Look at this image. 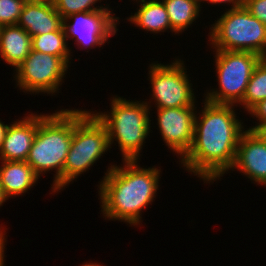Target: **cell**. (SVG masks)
<instances>
[{"instance_id": "obj_1", "label": "cell", "mask_w": 266, "mask_h": 266, "mask_svg": "<svg viewBox=\"0 0 266 266\" xmlns=\"http://www.w3.org/2000/svg\"><path fill=\"white\" fill-rule=\"evenodd\" d=\"M202 101L195 115L193 144L179 162L183 170L213 184L232 168L246 125L238 119L236 105Z\"/></svg>"}, {"instance_id": "obj_8", "label": "cell", "mask_w": 266, "mask_h": 266, "mask_svg": "<svg viewBox=\"0 0 266 266\" xmlns=\"http://www.w3.org/2000/svg\"><path fill=\"white\" fill-rule=\"evenodd\" d=\"M185 65L184 60L179 57H175L168 64L158 61L149 64L148 80L152 94H150L151 99H148L149 101L145 99V102L150 111L153 110L154 103L155 109L195 106L198 103L191 83L194 81L190 80Z\"/></svg>"}, {"instance_id": "obj_12", "label": "cell", "mask_w": 266, "mask_h": 266, "mask_svg": "<svg viewBox=\"0 0 266 266\" xmlns=\"http://www.w3.org/2000/svg\"><path fill=\"white\" fill-rule=\"evenodd\" d=\"M239 171L251 183L266 187V141L256 131L246 129L240 136L231 171Z\"/></svg>"}, {"instance_id": "obj_13", "label": "cell", "mask_w": 266, "mask_h": 266, "mask_svg": "<svg viewBox=\"0 0 266 266\" xmlns=\"http://www.w3.org/2000/svg\"><path fill=\"white\" fill-rule=\"evenodd\" d=\"M9 124L2 148L0 160L26 161L37 132V113L24 114Z\"/></svg>"}, {"instance_id": "obj_26", "label": "cell", "mask_w": 266, "mask_h": 266, "mask_svg": "<svg viewBox=\"0 0 266 266\" xmlns=\"http://www.w3.org/2000/svg\"><path fill=\"white\" fill-rule=\"evenodd\" d=\"M0 256L6 251L5 248L6 247V242H7V233L5 230H7V228L4 226H2L3 224H0Z\"/></svg>"}, {"instance_id": "obj_25", "label": "cell", "mask_w": 266, "mask_h": 266, "mask_svg": "<svg viewBox=\"0 0 266 266\" xmlns=\"http://www.w3.org/2000/svg\"><path fill=\"white\" fill-rule=\"evenodd\" d=\"M207 1V2H206ZM208 3V5H216L218 4V7L221 5L223 6V4L226 6V4L229 6H231L228 9H235V8H239L241 6H243V0H198V3L200 5V7L202 8V3ZM210 3V4H209Z\"/></svg>"}, {"instance_id": "obj_17", "label": "cell", "mask_w": 266, "mask_h": 266, "mask_svg": "<svg viewBox=\"0 0 266 266\" xmlns=\"http://www.w3.org/2000/svg\"><path fill=\"white\" fill-rule=\"evenodd\" d=\"M32 37L19 25H4L0 28V57L15 71L29 55Z\"/></svg>"}, {"instance_id": "obj_24", "label": "cell", "mask_w": 266, "mask_h": 266, "mask_svg": "<svg viewBox=\"0 0 266 266\" xmlns=\"http://www.w3.org/2000/svg\"><path fill=\"white\" fill-rule=\"evenodd\" d=\"M245 8L266 25V0H243Z\"/></svg>"}, {"instance_id": "obj_32", "label": "cell", "mask_w": 266, "mask_h": 266, "mask_svg": "<svg viewBox=\"0 0 266 266\" xmlns=\"http://www.w3.org/2000/svg\"><path fill=\"white\" fill-rule=\"evenodd\" d=\"M5 254H6V253L4 252V253L0 256V266H5V265H6V264H5V262H6V261H5V260H6V259H5V258H6V257H5Z\"/></svg>"}, {"instance_id": "obj_6", "label": "cell", "mask_w": 266, "mask_h": 266, "mask_svg": "<svg viewBox=\"0 0 266 266\" xmlns=\"http://www.w3.org/2000/svg\"><path fill=\"white\" fill-rule=\"evenodd\" d=\"M218 88L206 90L204 99L216 104L238 105L245 95L260 56L249 51L211 50Z\"/></svg>"}, {"instance_id": "obj_31", "label": "cell", "mask_w": 266, "mask_h": 266, "mask_svg": "<svg viewBox=\"0 0 266 266\" xmlns=\"http://www.w3.org/2000/svg\"><path fill=\"white\" fill-rule=\"evenodd\" d=\"M260 60L266 64V47L264 49V51L262 52V54L260 55Z\"/></svg>"}, {"instance_id": "obj_15", "label": "cell", "mask_w": 266, "mask_h": 266, "mask_svg": "<svg viewBox=\"0 0 266 266\" xmlns=\"http://www.w3.org/2000/svg\"><path fill=\"white\" fill-rule=\"evenodd\" d=\"M0 186L9 200L24 196L38 184L39 177L26 161L0 160Z\"/></svg>"}, {"instance_id": "obj_10", "label": "cell", "mask_w": 266, "mask_h": 266, "mask_svg": "<svg viewBox=\"0 0 266 266\" xmlns=\"http://www.w3.org/2000/svg\"><path fill=\"white\" fill-rule=\"evenodd\" d=\"M119 19L113 11L79 12L64 18L63 27L68 42L72 39L78 49L89 52L110 43L109 38L119 30Z\"/></svg>"}, {"instance_id": "obj_22", "label": "cell", "mask_w": 266, "mask_h": 266, "mask_svg": "<svg viewBox=\"0 0 266 266\" xmlns=\"http://www.w3.org/2000/svg\"><path fill=\"white\" fill-rule=\"evenodd\" d=\"M26 0H0V26L16 25Z\"/></svg>"}, {"instance_id": "obj_20", "label": "cell", "mask_w": 266, "mask_h": 266, "mask_svg": "<svg viewBox=\"0 0 266 266\" xmlns=\"http://www.w3.org/2000/svg\"><path fill=\"white\" fill-rule=\"evenodd\" d=\"M263 99H266V64L260 60L251 75L243 100L237 107L242 106L247 113Z\"/></svg>"}, {"instance_id": "obj_30", "label": "cell", "mask_w": 266, "mask_h": 266, "mask_svg": "<svg viewBox=\"0 0 266 266\" xmlns=\"http://www.w3.org/2000/svg\"><path fill=\"white\" fill-rule=\"evenodd\" d=\"M80 266H105V265H102V264H99L96 262H93V261H89V262H84L83 264H81Z\"/></svg>"}, {"instance_id": "obj_23", "label": "cell", "mask_w": 266, "mask_h": 266, "mask_svg": "<svg viewBox=\"0 0 266 266\" xmlns=\"http://www.w3.org/2000/svg\"><path fill=\"white\" fill-rule=\"evenodd\" d=\"M247 114L257 122L253 121V124L255 125H252V127L249 126V128L246 127V129L257 132L264 124H266V99L259 101L247 112Z\"/></svg>"}, {"instance_id": "obj_2", "label": "cell", "mask_w": 266, "mask_h": 266, "mask_svg": "<svg viewBox=\"0 0 266 266\" xmlns=\"http://www.w3.org/2000/svg\"><path fill=\"white\" fill-rule=\"evenodd\" d=\"M140 161L109 164L99 181L100 214L105 220L120 221L129 227L142 224V212L152 205L160 186L161 168H144ZM142 220V221H141Z\"/></svg>"}, {"instance_id": "obj_9", "label": "cell", "mask_w": 266, "mask_h": 266, "mask_svg": "<svg viewBox=\"0 0 266 266\" xmlns=\"http://www.w3.org/2000/svg\"><path fill=\"white\" fill-rule=\"evenodd\" d=\"M69 63L62 57L32 50L14 71L13 80L23 93L57 95L64 83ZM60 87V88H59Z\"/></svg>"}, {"instance_id": "obj_14", "label": "cell", "mask_w": 266, "mask_h": 266, "mask_svg": "<svg viewBox=\"0 0 266 266\" xmlns=\"http://www.w3.org/2000/svg\"><path fill=\"white\" fill-rule=\"evenodd\" d=\"M17 25L32 37L58 31L63 26V18L52 0H26Z\"/></svg>"}, {"instance_id": "obj_3", "label": "cell", "mask_w": 266, "mask_h": 266, "mask_svg": "<svg viewBox=\"0 0 266 266\" xmlns=\"http://www.w3.org/2000/svg\"><path fill=\"white\" fill-rule=\"evenodd\" d=\"M54 112L37 113V132L26 160L40 179L45 173H55L49 194L63 191V167L73 129L89 110L69 108Z\"/></svg>"}, {"instance_id": "obj_29", "label": "cell", "mask_w": 266, "mask_h": 266, "mask_svg": "<svg viewBox=\"0 0 266 266\" xmlns=\"http://www.w3.org/2000/svg\"><path fill=\"white\" fill-rule=\"evenodd\" d=\"M8 201V199L4 196L2 188L0 186V208L3 207L4 203Z\"/></svg>"}, {"instance_id": "obj_5", "label": "cell", "mask_w": 266, "mask_h": 266, "mask_svg": "<svg viewBox=\"0 0 266 266\" xmlns=\"http://www.w3.org/2000/svg\"><path fill=\"white\" fill-rule=\"evenodd\" d=\"M209 25L207 45L214 50L249 51L262 54L266 47V25L245 6L227 9Z\"/></svg>"}, {"instance_id": "obj_28", "label": "cell", "mask_w": 266, "mask_h": 266, "mask_svg": "<svg viewBox=\"0 0 266 266\" xmlns=\"http://www.w3.org/2000/svg\"><path fill=\"white\" fill-rule=\"evenodd\" d=\"M257 132L266 141V124H264Z\"/></svg>"}, {"instance_id": "obj_21", "label": "cell", "mask_w": 266, "mask_h": 266, "mask_svg": "<svg viewBox=\"0 0 266 266\" xmlns=\"http://www.w3.org/2000/svg\"><path fill=\"white\" fill-rule=\"evenodd\" d=\"M56 11L64 19L79 12L113 11L110 4H101L102 0H52ZM97 3V4H96Z\"/></svg>"}, {"instance_id": "obj_4", "label": "cell", "mask_w": 266, "mask_h": 266, "mask_svg": "<svg viewBox=\"0 0 266 266\" xmlns=\"http://www.w3.org/2000/svg\"><path fill=\"white\" fill-rule=\"evenodd\" d=\"M130 100L114 95L110 98V111L91 112L106 127L110 148L118 144L121 160L139 161L146 139L153 133L151 112L145 101Z\"/></svg>"}, {"instance_id": "obj_19", "label": "cell", "mask_w": 266, "mask_h": 266, "mask_svg": "<svg viewBox=\"0 0 266 266\" xmlns=\"http://www.w3.org/2000/svg\"><path fill=\"white\" fill-rule=\"evenodd\" d=\"M62 26L58 31L32 36V50L64 58L69 64L73 60L72 47L68 45ZM72 51V52H71ZM72 56V57H71ZM71 60V61H70Z\"/></svg>"}, {"instance_id": "obj_18", "label": "cell", "mask_w": 266, "mask_h": 266, "mask_svg": "<svg viewBox=\"0 0 266 266\" xmlns=\"http://www.w3.org/2000/svg\"><path fill=\"white\" fill-rule=\"evenodd\" d=\"M169 16L171 28L178 34L184 33L201 17L198 0H162Z\"/></svg>"}, {"instance_id": "obj_27", "label": "cell", "mask_w": 266, "mask_h": 266, "mask_svg": "<svg viewBox=\"0 0 266 266\" xmlns=\"http://www.w3.org/2000/svg\"><path fill=\"white\" fill-rule=\"evenodd\" d=\"M8 127L9 124H5L3 121L0 120V150L2 148Z\"/></svg>"}, {"instance_id": "obj_16", "label": "cell", "mask_w": 266, "mask_h": 266, "mask_svg": "<svg viewBox=\"0 0 266 266\" xmlns=\"http://www.w3.org/2000/svg\"><path fill=\"white\" fill-rule=\"evenodd\" d=\"M137 3V10L127 18L128 22L150 34L161 35V32L177 33L171 28L169 16L162 0H132ZM136 2V3H135ZM170 30V31H169Z\"/></svg>"}, {"instance_id": "obj_11", "label": "cell", "mask_w": 266, "mask_h": 266, "mask_svg": "<svg viewBox=\"0 0 266 266\" xmlns=\"http://www.w3.org/2000/svg\"><path fill=\"white\" fill-rule=\"evenodd\" d=\"M198 106L156 109L158 132L163 142L179 161L193 144L194 121Z\"/></svg>"}, {"instance_id": "obj_7", "label": "cell", "mask_w": 266, "mask_h": 266, "mask_svg": "<svg viewBox=\"0 0 266 266\" xmlns=\"http://www.w3.org/2000/svg\"><path fill=\"white\" fill-rule=\"evenodd\" d=\"M110 149L107 129L90 109L74 126L72 142L63 167V189L81 174L89 172Z\"/></svg>"}]
</instances>
